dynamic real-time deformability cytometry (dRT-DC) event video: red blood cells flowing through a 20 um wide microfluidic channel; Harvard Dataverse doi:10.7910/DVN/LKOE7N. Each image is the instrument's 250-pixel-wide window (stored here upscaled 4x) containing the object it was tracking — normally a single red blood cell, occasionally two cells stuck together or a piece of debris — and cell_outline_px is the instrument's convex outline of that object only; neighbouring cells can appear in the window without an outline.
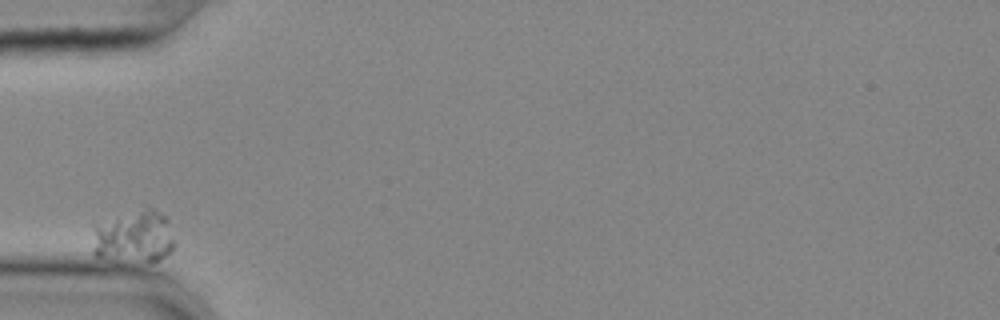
{"species": "common noctule bat (a hibernating species)", "species_latin": "Nyctalus noctula", "temperature_condition": "cold", "stored_images_in_passage": 34, "camera_frame_rate_fps": 3000, "um_per_image_px": 0.085, "animal": {"sex": "female", "body_mass_g": 25.1}, "frame": {"image": 1, "passage_image": 1, "time_ms": 0.0, "image_size_px": [1000, 320], "cell_outline_px": [[172, 252], [156, 260], [148, 260], [96, 256], [92, 252], [92, 224], [144, 204], [148, 204], [164, 216], [172, 240]], "centroid_in_image_um": [11.29, 20.0], "position_along_channel_um": 73.7, "area_um2": 25.14}}
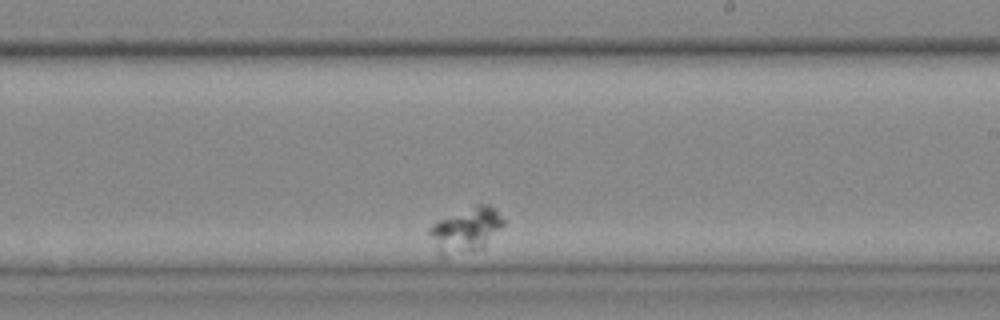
{"frame": {"image": 2, "passage_image": 21, "time_ms": 6.667, "image_size_px": [1000, 320], "cell_outline_px": [[504, 224], [484, 248], [472, 252], [444, 256], [440, 256], [428, 232], [428, 228], [440, 220], [476, 204], [488, 204], [504, 220]], "centroid_in_image_um": [39.6, 19.58], "position_along_channel_um": 249.4, "area_um2": 18.96}}
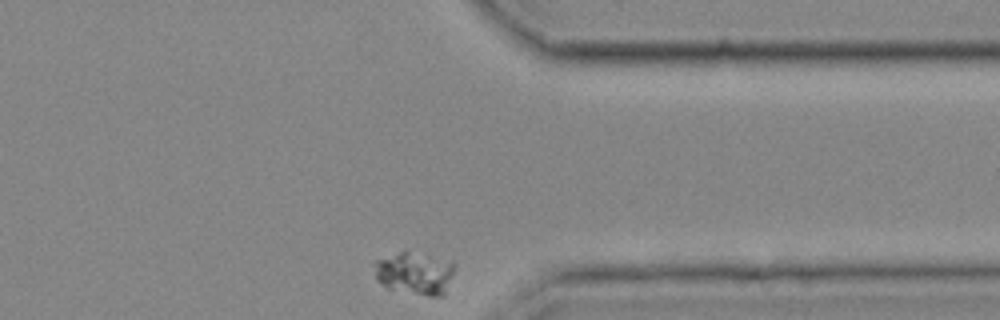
{"frame": {"image": 3, "passage_image": 34, "time_ms": 11.0, "image_size_px": [1000, 320], "cell_outline_px": [[456, 264], [444, 296], [428, 296], [388, 288], [376, 280], [372, 264], [376, 260], [404, 248], [452, 260]], "centroid_in_image_um": [35.24, 23.16], "position_along_channel_um": 376.2, "area_um2": 20.75}}